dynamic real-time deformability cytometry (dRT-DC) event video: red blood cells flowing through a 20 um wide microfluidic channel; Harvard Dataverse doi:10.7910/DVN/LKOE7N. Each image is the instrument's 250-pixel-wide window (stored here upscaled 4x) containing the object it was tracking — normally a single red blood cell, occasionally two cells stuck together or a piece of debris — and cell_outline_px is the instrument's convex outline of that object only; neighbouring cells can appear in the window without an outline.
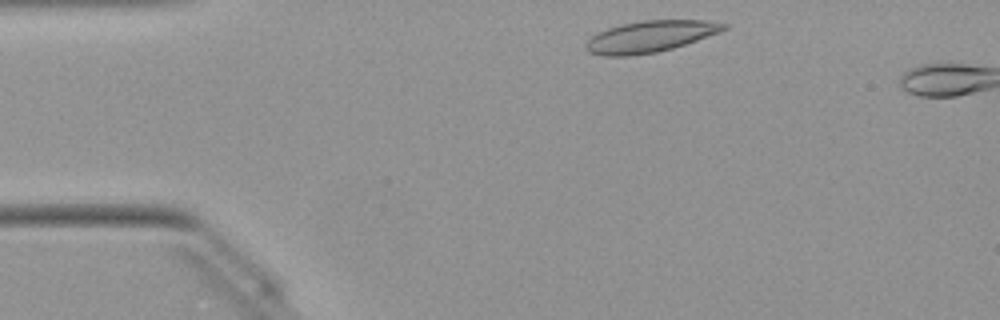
{"species": "Egyptian fruit bat (a non-hibernating species)", "species_latin": "Rousettus aegyptiacus", "temperature_condition": "warm", "stored_images_in_passage": 4, "camera_frame_rate_fps": 3000, "um_per_image_px": 0.085, "animal": {"sex": "female"}, "frame": {"image": 1, "passage_image": 2, "time_ms": 0.333, "image_size_px": [1000, 320], "cell_outline_px": [[728, 28], [720, 32], [672, 48], [656, 52], [628, 56], [600, 56], [588, 52], [584, 48], [584, 44], [592, 36], [608, 28], [620, 24], [644, 20], [704, 20], [728, 24]], "centroid_in_image_um": [55.23, 3.1], "position_along_channel_um": 29.8, "area_um2": 25.2}}